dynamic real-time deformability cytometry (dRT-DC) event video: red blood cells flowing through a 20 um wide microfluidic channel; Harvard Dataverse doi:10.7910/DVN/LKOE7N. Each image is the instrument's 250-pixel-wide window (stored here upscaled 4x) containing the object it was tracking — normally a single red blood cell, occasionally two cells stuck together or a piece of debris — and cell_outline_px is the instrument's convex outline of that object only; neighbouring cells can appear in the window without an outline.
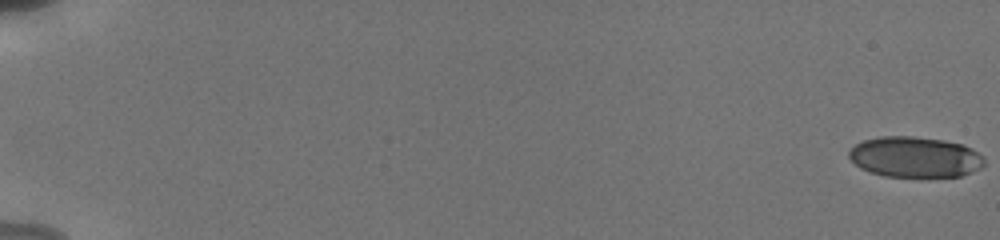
{"species": "human", "species_latin": "Homo sapiens", "temperature_condition": "cold", "stored_images_in_passage": 8, "camera_frame_rate_fps": 3000, "um_per_image_px": 0.085, "donor": {"sex": "male"}, "frame": {"image": 1, "passage_image": 1, "time_ms": 0.0, "image_size_px": [1000, 240], "cell_outline_px": [[984, 164], [980, 168], [960, 176], [884, 176], [860, 168], [848, 156], [848, 148], [864, 140], [880, 136], [912, 136], [944, 140], [960, 144], [972, 148], [984, 160]], "centroid_in_image_um": [77.73, 13.33], "position_along_channel_um": 7.3, "area_um2": 31.79}}
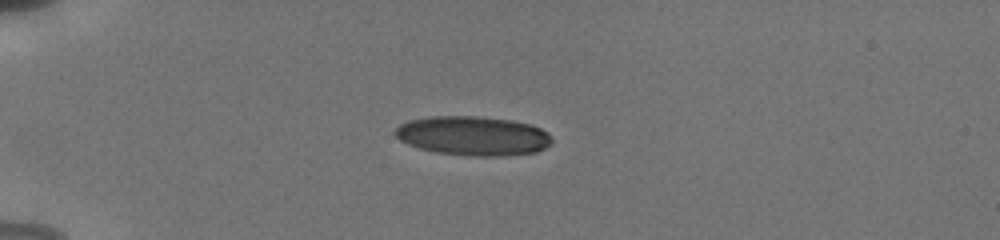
{"frame": {"image": 2, "passage_image": 7, "time_ms": 5.333, "image_size_px": [1000, 240], "cell_outline_px": [[552, 144], [536, 152], [500, 156], [472, 156], [436, 152], [420, 148], [408, 144], [400, 140], [392, 132], [400, 124], [408, 120], [428, 116], [476, 116], [512, 120], [532, 124], [548, 132], [552, 140]], "centroid_in_image_um": [40.21, 11.54], "position_along_channel_um": 44.8, "area_um2": 36.07}}